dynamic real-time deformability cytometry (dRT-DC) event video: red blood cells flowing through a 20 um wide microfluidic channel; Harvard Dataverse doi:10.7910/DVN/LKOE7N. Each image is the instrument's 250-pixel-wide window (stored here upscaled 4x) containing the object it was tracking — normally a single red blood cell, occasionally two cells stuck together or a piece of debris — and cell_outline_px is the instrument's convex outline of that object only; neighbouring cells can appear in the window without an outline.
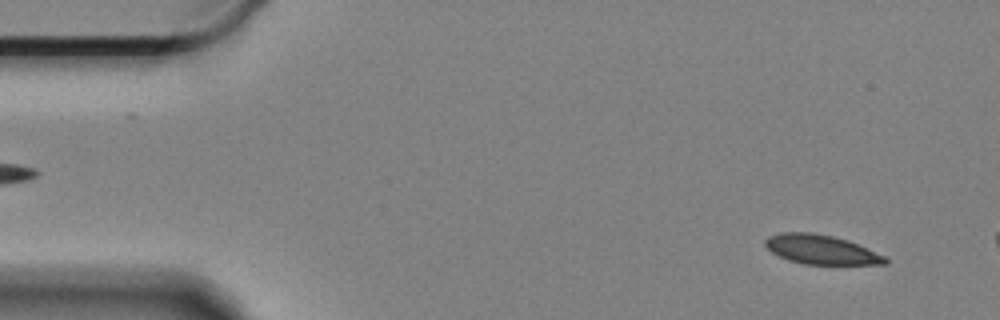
{"species": "Egyptian fruit bat (a non-hibernating species)", "species_latin": "Rousettus aegyptiacus", "temperature_condition": "cold", "stored_images_in_passage": 16, "camera_frame_rate_fps": 3000, "um_per_image_px": 0.085, "animal": {"sex": "female"}, "frame": {"image": 1, "passage_image": 4, "time_ms": 1.0, "image_size_px": [1000, 320], "cell_outline_px": [[888, 264], [804, 264], [788, 260], [772, 252], [764, 244], [764, 240], [768, 236], [780, 232], [812, 232], [832, 236], [848, 240], [884, 256], [888, 260]], "centroid_in_image_um": [69.75, 21.2], "position_along_channel_um": 15.2, "area_um2": 20.35}}
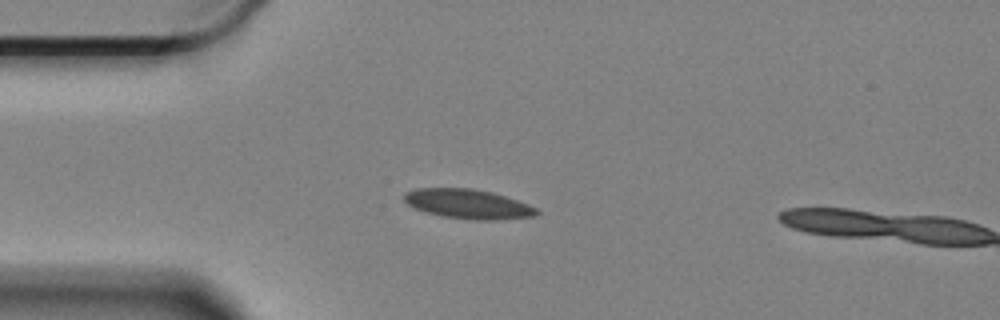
{"frame": {"image": 2, "passage_image": 14, "time_ms": 4.333, "image_size_px": [1000, 320], "cell_outline_px": [[540, 212], [536, 216], [500, 220], [468, 220], [444, 216], [428, 212], [416, 208], [408, 204], [404, 200], [404, 192], [416, 188], [468, 188], [492, 192], [528, 204], [536, 208]], "centroid_in_image_um": [39.8, 17.34], "position_along_channel_um": 45.2, "area_um2": 22.72}}